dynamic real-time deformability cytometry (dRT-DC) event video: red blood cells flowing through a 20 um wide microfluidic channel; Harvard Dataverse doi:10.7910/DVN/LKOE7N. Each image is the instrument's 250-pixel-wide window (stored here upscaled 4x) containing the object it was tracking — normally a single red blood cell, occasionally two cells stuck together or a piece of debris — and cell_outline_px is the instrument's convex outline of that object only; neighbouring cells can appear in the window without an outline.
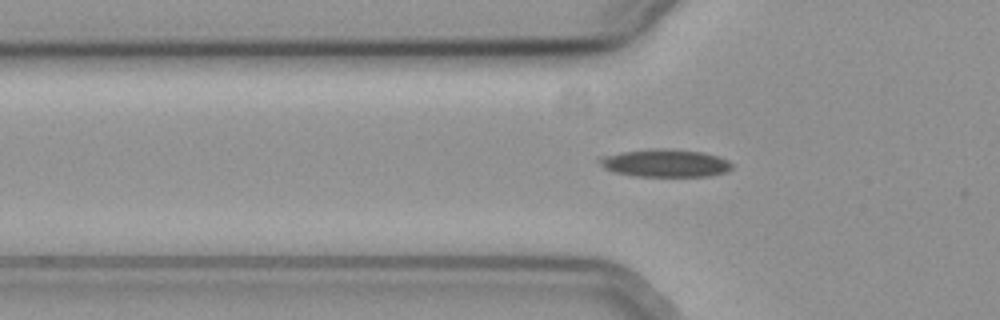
{"species": "common noctule bat (a hibernating species)", "species_latin": "Nyctalus noctula", "temperature_condition": "cold", "stored_images_in_passage": 51, "camera_frame_rate_fps": 3000, "um_per_image_px": 0.085, "animal": {"sex": "female", "body_mass_g": 19.3, "forearm_length_mm": 54.1}, "frame": {"image": 1, "passage_image": 19, "time_ms": 6.0, "image_size_px": [1000, 320], "cell_outline_px": [[732, 168], [724, 172], [708, 176], [636, 176], [616, 172], [604, 168], [596, 160], [600, 156], [620, 152], [652, 148], [668, 148], [704, 152], [728, 160], [732, 164]], "centroid_in_image_um": [56.5, 13.85], "position_along_channel_um": 69.3, "area_um2": 21.5}}
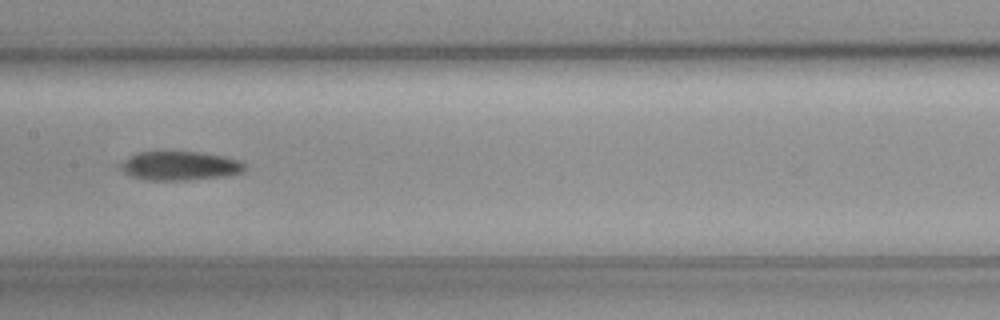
{"frame": {"image": 2, "passage_image": 29, "time_ms": 9.333, "image_size_px": [1000, 320], "cell_outline_px": [[244, 168], [240, 172], [220, 176], [180, 180], [148, 180], [132, 176], [124, 172], [116, 164], [128, 156], [136, 152], [200, 152], [224, 156], [240, 160], [244, 164]], "centroid_in_image_um": [15.18, 14.07], "position_along_channel_um": 192.2, "area_um2": 20.75}}
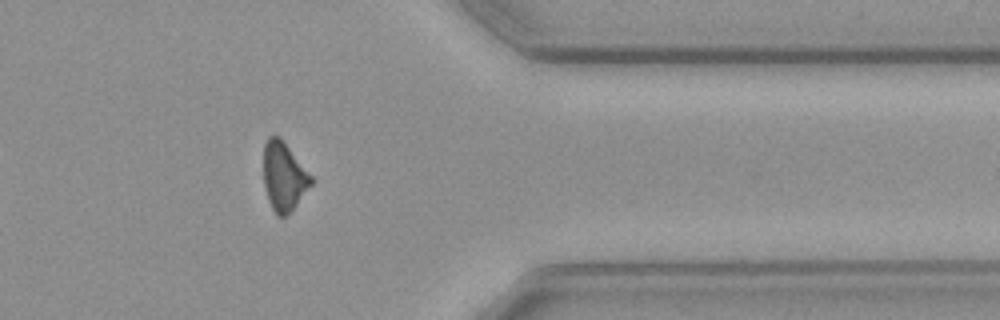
{"frame": {"image": 3, "passage_image": 46, "time_ms": 15.0, "image_size_px": [1000, 320], "cell_outline_px": [[316, 180], [296, 204], [284, 216], [276, 216], [268, 200], [264, 184], [264, 144], [268, 136], [280, 136]], "centroid_in_image_um": [24.14, 14.97], "position_along_channel_um": 387.3, "area_um2": 19.07}, "authors_computed_cell_mechanics": {"area_um2": 20.5768, "velocity_mm_per_s": 3.7046, "shape_relaxation_time_tau1_ms": null, "shape_relaxation_time_tau2_ms": 4.8917, "deformation_change_tau1": null, "deformation_change_tau2": 0.1007}}